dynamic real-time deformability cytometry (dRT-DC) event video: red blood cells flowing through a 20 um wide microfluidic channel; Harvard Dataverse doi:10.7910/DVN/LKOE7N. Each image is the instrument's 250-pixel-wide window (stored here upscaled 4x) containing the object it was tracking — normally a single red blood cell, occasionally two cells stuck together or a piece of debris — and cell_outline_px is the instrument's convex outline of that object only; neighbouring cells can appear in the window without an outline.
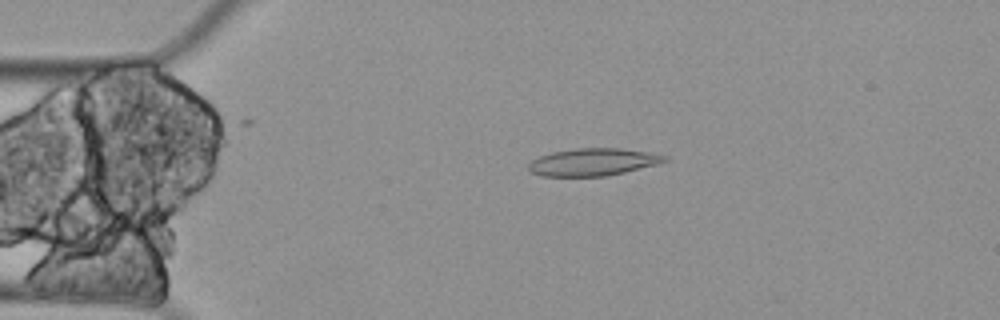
{"species": "Egyptian fruit bat (a non-hibernating species)", "species_latin": "Rousettus aegyptiacus", "temperature_condition": "cold", "stored_images_in_passage": 5, "camera_frame_rate_fps": 3000, "um_per_image_px": 0.085, "animal": {"sex": "female"}, "frame": {"image": 1, "passage_image": 4, "time_ms": 1.0, "image_size_px": [1000, 320], "cell_outline_px": [[672, 160], [660, 164], [624, 172], [604, 176], [540, 176], [532, 172], [528, 168], [528, 164], [532, 160], [540, 156], [552, 152], [576, 148], [620, 148], [652, 152], [668, 156]], "centroid_in_image_um": [50.48, 13.76], "position_along_channel_um": 34.5, "area_um2": 21.96}}